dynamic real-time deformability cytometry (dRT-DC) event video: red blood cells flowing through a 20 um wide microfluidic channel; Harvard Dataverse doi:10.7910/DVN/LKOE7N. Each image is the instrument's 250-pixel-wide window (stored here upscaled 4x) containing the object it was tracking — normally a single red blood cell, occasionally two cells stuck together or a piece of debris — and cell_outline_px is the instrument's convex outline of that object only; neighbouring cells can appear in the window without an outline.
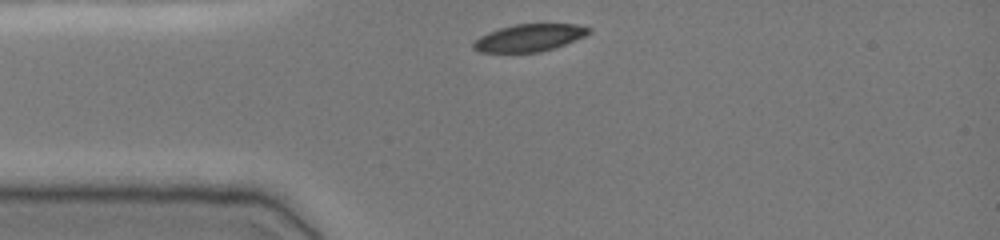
{"species": "common noctule bat (a hibernating species)", "species_latin": "Nyctalus noctula", "temperature_condition": "cold", "stored_images_in_passage": 32, "camera_frame_rate_fps": 3000, "um_per_image_px": 0.085, "animal": {"sex": "female", "body_mass_g": 19.0, "forearm_length_mm": 51.5}, "frame": {"image": 1, "passage_image": 1, "time_ms": 0.0, "image_size_px": [1000, 240], "cell_outline_px": [[592, 32], [584, 36], [564, 44], [540, 52], [480, 52], [472, 48], [472, 44], [480, 36], [488, 32], [500, 28], [516, 24], [576, 24], [592, 28]], "centroid_in_image_um": [44.99, 3.2], "position_along_channel_um": 40.0, "area_um2": 18.21}}
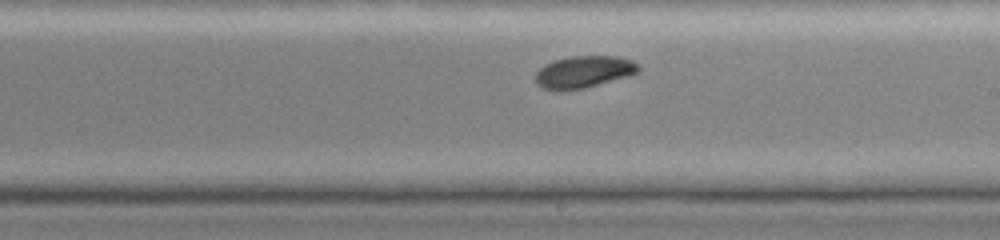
{"frame": {"image": 2, "passage_image": 18, "time_ms": 5.667, "image_size_px": [1000, 240], "cell_outline_px": [[640, 72], [632, 76], [568, 92], [560, 92], [544, 88], [536, 84], [536, 72], [544, 64], [552, 60], [572, 56], [616, 56], [632, 60], [640, 68]], "centroid_in_image_um": [49.62, 6.13], "position_along_channel_um": 239.4, "area_um2": 19.71}}
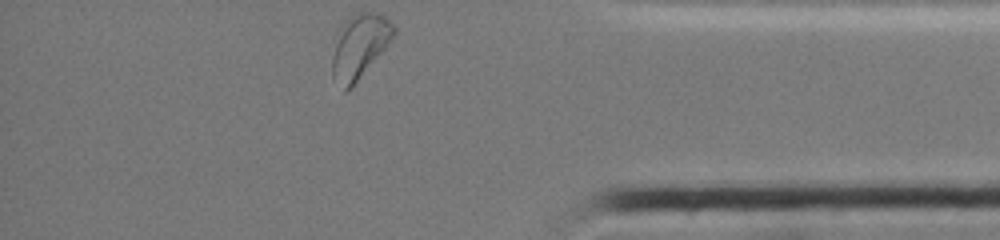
{"frame": {"image": 3, "passage_image": 32, "time_ms": 10.333, "image_size_px": [1000, 240], "cell_outline_px": [[396, 32], [384, 48], [352, 88], [348, 92], [344, 92], [332, 76], [332, 56], [344, 20], [356, 12], [376, 12], [384, 16], [396, 28]], "centroid_in_image_um": [30.55, 3.95], "position_along_channel_um": 404.6, "area_um2": 22.6}, "authors_computed_cell_mechanics": {"area_um2": 19.7098, "velocity_mm_per_s": 3.8193, "shape_relaxation_time_tau1_ms": 2.8054, "shape_relaxation_time_tau2_ms": null, "deformation_change_tau1": 0.0885, "deformation_change_tau2": null}}